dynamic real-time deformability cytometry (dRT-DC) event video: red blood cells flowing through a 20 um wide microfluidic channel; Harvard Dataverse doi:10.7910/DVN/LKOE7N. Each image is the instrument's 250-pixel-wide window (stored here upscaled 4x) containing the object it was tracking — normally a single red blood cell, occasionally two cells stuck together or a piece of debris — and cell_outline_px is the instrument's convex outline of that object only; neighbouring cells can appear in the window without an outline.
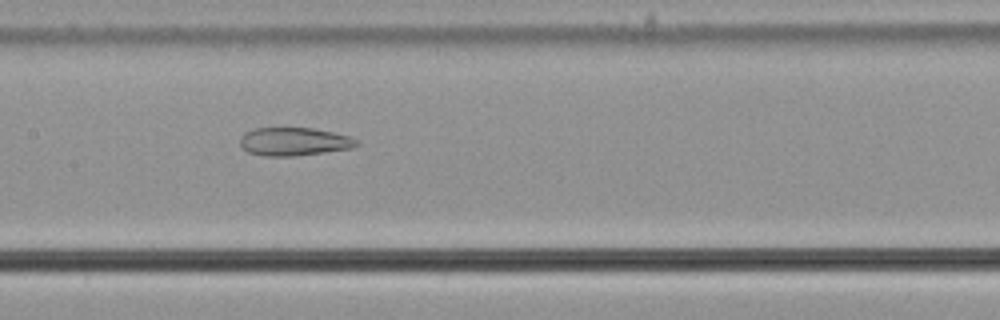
{"species": "common noctule bat (a hibernating species)", "species_latin": "Nyctalus noctula", "temperature_condition": "cold", "stored_images_in_passage": 33, "camera_frame_rate_fps": 3000, "um_per_image_px": 0.085, "animal": {"sex": "male", "body_mass_g": 21.5, "forearm_length_mm": 52.0}, "frame": {"image": 1, "passage_image": 12, "time_ms": 3.667, "image_size_px": [1000, 320], "cell_outline_px": [[360, 144], [352, 148], [296, 156], [264, 156], [248, 152], [240, 144], [240, 136], [244, 132], [256, 128], [312, 128], [332, 132], [348, 136], [356, 140]], "centroid_in_image_um": [24.97, 12.04], "position_along_channel_um": 182.4, "area_um2": 19.07}}
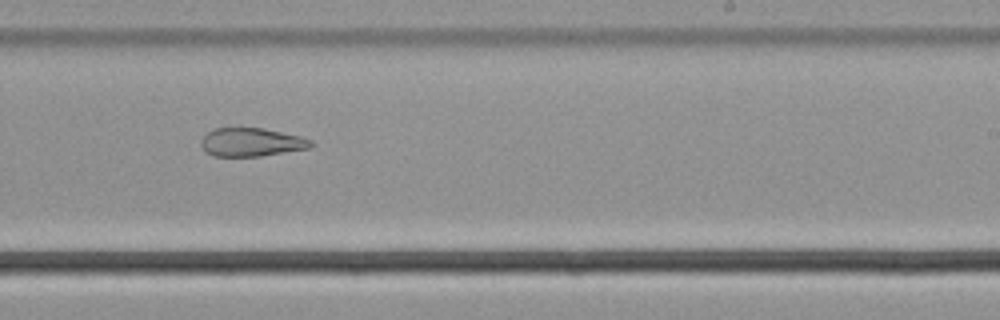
{"frame": {"image": 2, "passage_image": 19, "time_ms": 6.0, "image_size_px": [1000, 320], "cell_outline_px": [[316, 144], [308, 148], [260, 156], [212, 156], [204, 152], [200, 144], [200, 140], [212, 128], [236, 124], [264, 128], [300, 136], [312, 140]], "centroid_in_image_um": [21.29, 12.03], "position_along_channel_um": 267.7, "area_um2": 19.07}}
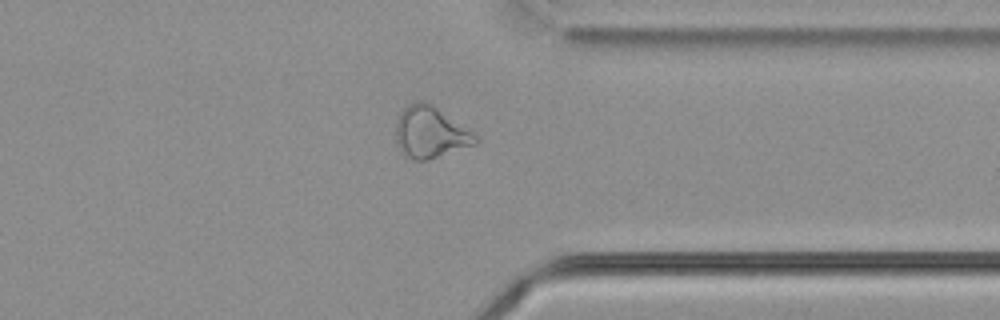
{"frame": {"image": 3, "passage_image": 28, "time_ms": 9.0, "image_size_px": [1000, 320], "cell_outline_px": [[480, 140], [476, 144], [428, 160], [412, 160], [400, 152], [396, 140], [396, 120], [400, 112], [408, 104], [416, 100], [424, 100], [432, 104], [476, 136]], "centroid_in_image_um": [36.52, 11.25], "position_along_channel_um": 374.9, "area_um2": 23.76}, "authors_computed_cell_mechanics": {"area_um2": 20.519, "velocity_mm_per_s": 3.6639, "shape_relaxation_time_tau1_ms": null, "shape_relaxation_time_tau2_ms": 5.9565, "deformation_change_tau1": null, "deformation_change_tau2": 0.1791}}